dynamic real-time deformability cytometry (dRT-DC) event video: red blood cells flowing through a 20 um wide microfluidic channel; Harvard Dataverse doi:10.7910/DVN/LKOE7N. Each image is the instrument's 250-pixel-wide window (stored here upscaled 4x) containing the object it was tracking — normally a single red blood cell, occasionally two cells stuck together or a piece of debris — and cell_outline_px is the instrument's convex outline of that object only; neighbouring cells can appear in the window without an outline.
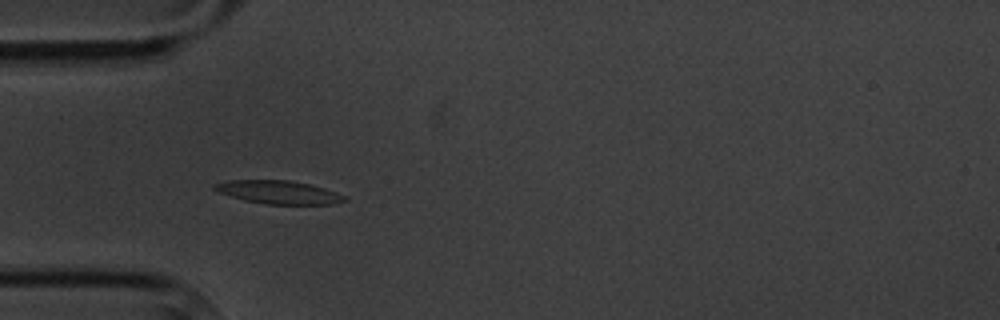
{"species": "common noctule bat (a hibernating species)", "species_latin": "Nyctalus noctula", "temperature_condition": "cold", "stored_images_in_passage": 6, "camera_frame_rate_fps": 3000, "um_per_image_px": 0.085, "animal": {"sex": "male", "body_mass_g": 20.1, "forearm_length_mm": 53.5}, "frame": {"image": 1, "passage_image": 5, "time_ms": 4.667, "image_size_px": [1000, 320], "cell_outline_px": [[348, 200], [332, 204], [268, 204], [244, 200], [220, 192], [212, 188], [212, 184], [228, 180], [288, 180], [308, 184], [324, 188], [348, 196]], "centroid_in_image_um": [23.7, 16.33], "position_along_channel_um": 61.3, "area_um2": 17.51}}
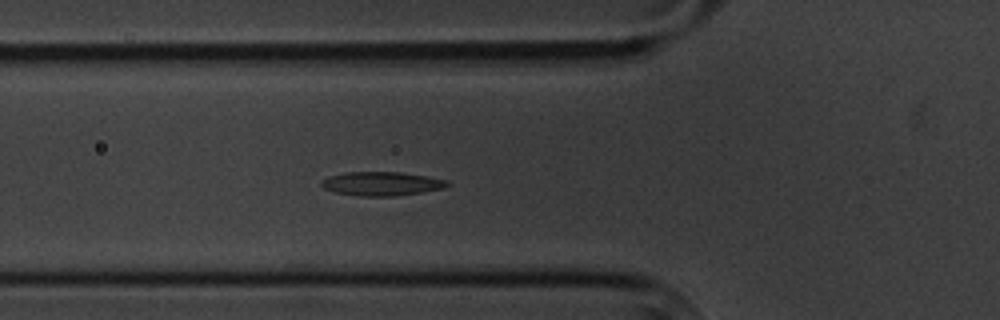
{"frame": {"image": 2, "passage_image": 6, "time_ms": 5.667, "image_size_px": [1000, 320], "cell_outline_px": [[448, 184], [444, 188], [396, 196], [364, 196], [336, 192], [324, 188], [320, 184], [320, 180], [328, 176], [344, 172], [400, 172], [448, 180]], "centroid_in_image_um": [32.39, 15.6], "position_along_channel_um": 93.4, "area_um2": 17.34}}